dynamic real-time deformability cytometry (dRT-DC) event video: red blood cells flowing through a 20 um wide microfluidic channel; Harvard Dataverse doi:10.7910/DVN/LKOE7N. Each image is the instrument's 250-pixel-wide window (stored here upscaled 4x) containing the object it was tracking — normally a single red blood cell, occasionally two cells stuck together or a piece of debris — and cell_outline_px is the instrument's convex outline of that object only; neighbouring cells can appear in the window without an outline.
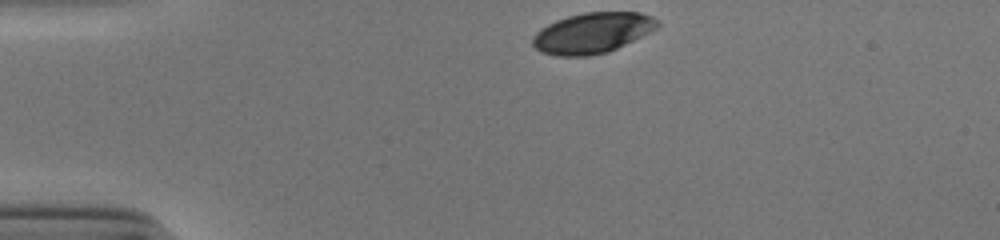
{"species": "human", "species_latin": "Homo sapiens", "temperature_condition": "cold", "stored_images_in_passage": 33, "camera_frame_rate_fps": 3000, "um_per_image_px": 0.085, "donor": {"sex": "male"}, "frame": {"image": 1, "passage_image": 1, "time_ms": 0.0, "image_size_px": [1000, 240], "cell_outline_px": [[660, 24], [656, 28], [608, 52], [588, 56], [556, 56], [540, 52], [532, 44], [532, 36], [540, 28], [556, 20], [568, 16], [584, 12], [640, 12], [652, 16]], "centroid_in_image_um": [50.3, 2.8], "position_along_channel_um": 34.7, "area_um2": 29.36}}
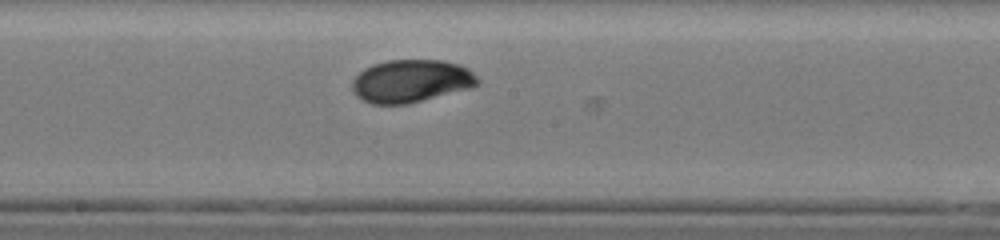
{"frame": {"image": 2, "passage_image": 19, "time_ms": 6.0, "image_size_px": [1000, 240], "cell_outline_px": [[480, 80], [472, 88], [408, 104], [372, 104], [356, 96], [352, 92], [352, 80], [364, 68], [372, 64], [388, 60], [444, 60], [460, 64], [468, 68]], "centroid_in_image_um": [34.94, 6.89], "position_along_channel_um": 213.3, "area_um2": 31.5}}
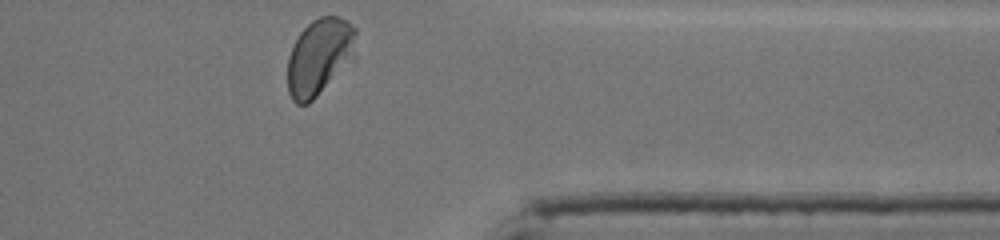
{"frame": {"image": 3, "passage_image": 33, "time_ms": 10.667, "image_size_px": [1000, 240], "cell_outline_px": [[356, 60], [308, 104], [296, 104], [292, 100], [288, 92], [288, 56], [292, 44], [300, 32], [312, 20], [320, 16], [336, 16], [348, 20], [356, 28]], "centroid_in_image_um": [27.19, 4.82], "position_along_channel_um": 384.2, "area_um2": 31.44}, "authors_computed_cell_mechanics": {"area_um2": 30.8074, "velocity_mm_per_s": 3.8575, "shape_relaxation_time_tau1_ms": 3.4234, "shape_relaxation_time_tau2_ms": 0.9617, "deformation_change_tau1": 0.1333, "deformation_change_tau2": 0.0234}}